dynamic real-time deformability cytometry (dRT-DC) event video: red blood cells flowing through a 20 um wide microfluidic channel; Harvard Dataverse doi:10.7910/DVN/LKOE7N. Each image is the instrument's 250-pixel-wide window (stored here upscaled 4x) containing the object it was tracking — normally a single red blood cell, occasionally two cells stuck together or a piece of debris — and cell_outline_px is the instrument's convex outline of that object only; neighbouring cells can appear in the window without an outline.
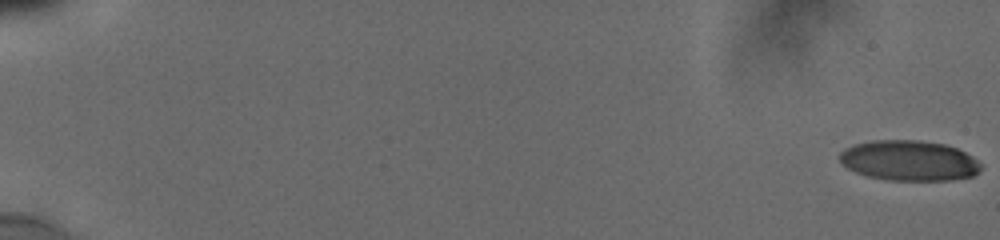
{"species": "human", "species_latin": "Homo sapiens", "temperature_condition": "cold", "stored_images_in_passage": 39, "camera_frame_rate_fps": 3000, "um_per_image_px": 0.085, "donor": {"sex": "male"}, "frame": {"image": 1, "passage_image": 1, "time_ms": 0.0, "image_size_px": [1000, 240], "cell_outline_px": [[980, 168], [972, 176], [948, 180], [888, 180], [864, 176], [848, 168], [840, 160], [840, 152], [844, 148], [856, 144], [872, 140], [916, 140], [944, 144], [956, 148], [972, 156], [980, 164]], "centroid_in_image_um": [77.23, 13.65], "position_along_channel_um": 7.8, "area_um2": 32.95}}
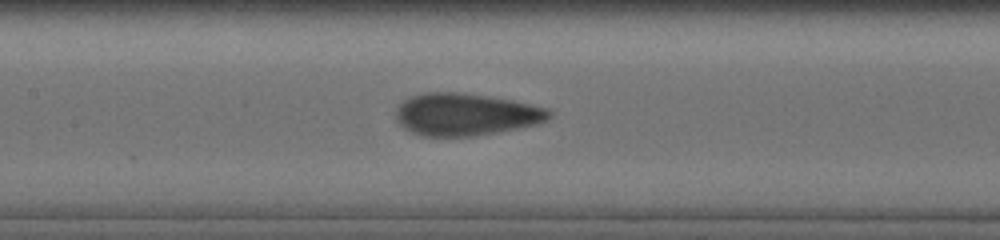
{"frame": {"image": 2, "passage_image": 36, "time_ms": 9.667, "image_size_px": [1000, 240], "cell_outline_px": [[552, 116], [548, 120], [536, 124], [516, 128], [472, 136], [424, 136], [412, 132], [404, 128], [396, 120], [396, 108], [404, 100], [412, 96], [424, 92], [464, 92], [512, 100], [548, 108], [552, 112]], "centroid_in_image_um": [39.58, 9.71], "position_along_channel_um": 167.8, "area_um2": 37.69}}
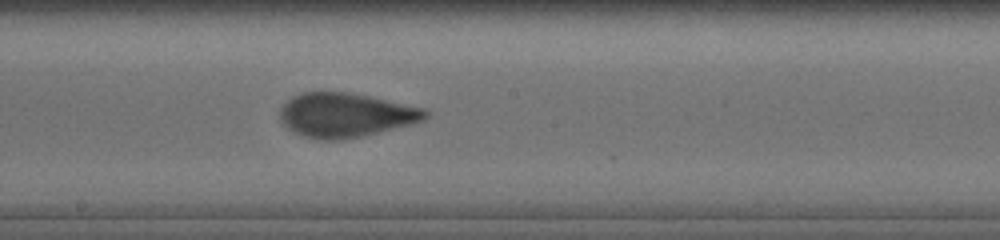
{"frame": {"image": 3, "passage_image": 39, "time_ms": 11.0, "image_size_px": [1000, 240], "cell_outline_px": [[428, 116], [424, 120], [412, 124], [360, 136], [340, 140], [320, 140], [304, 136], [288, 128], [280, 120], [280, 108], [292, 96], [304, 92], [348, 92], [368, 96], [424, 108], [428, 112]], "centroid_in_image_um": [29.36, 9.78], "position_along_channel_um": 218.8, "area_um2": 37.11}}